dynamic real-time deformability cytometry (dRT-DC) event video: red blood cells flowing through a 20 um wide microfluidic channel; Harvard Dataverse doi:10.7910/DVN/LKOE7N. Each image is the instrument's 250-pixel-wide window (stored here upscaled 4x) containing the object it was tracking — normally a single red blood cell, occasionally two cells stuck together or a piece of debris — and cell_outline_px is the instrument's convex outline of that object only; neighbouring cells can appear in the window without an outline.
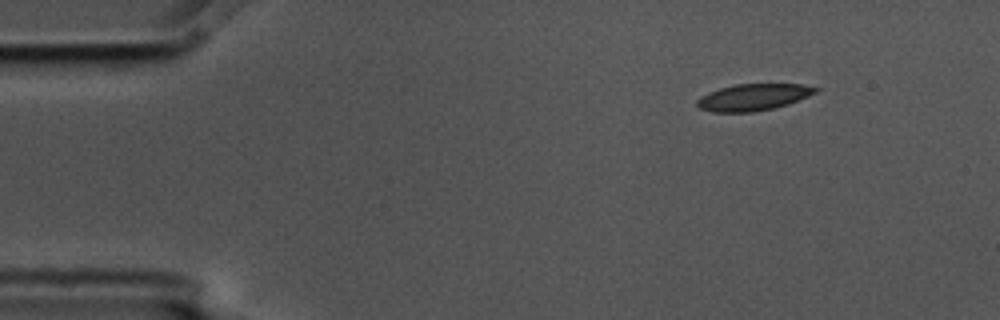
{"species": "common noctule bat (a hibernating species)", "species_latin": "Nyctalus noctula", "temperature_condition": "cold", "stored_images_in_passage": 4, "segment_of_instrument_passage": [2, 2], "camera_frame_rate_fps": 3000, "um_per_image_px": 0.085, "animal": {"sex": "male", "body_mass_g": 17.5, "forearm_length_mm": 52.3}, "frame": {"image": 1, "passage_image": 4, "time_ms": 1.0, "image_size_px": [1000, 320], "cell_outline_px": [[820, 88], [816, 92], [808, 96], [788, 104], [772, 108], [752, 112], [712, 112], [700, 108], [696, 104], [696, 100], [700, 96], [708, 92], [720, 88], [736, 84], [800, 84]], "centroid_in_image_um": [64.0, 8.26], "position_along_channel_um": 21.0, "area_um2": 18.32}}